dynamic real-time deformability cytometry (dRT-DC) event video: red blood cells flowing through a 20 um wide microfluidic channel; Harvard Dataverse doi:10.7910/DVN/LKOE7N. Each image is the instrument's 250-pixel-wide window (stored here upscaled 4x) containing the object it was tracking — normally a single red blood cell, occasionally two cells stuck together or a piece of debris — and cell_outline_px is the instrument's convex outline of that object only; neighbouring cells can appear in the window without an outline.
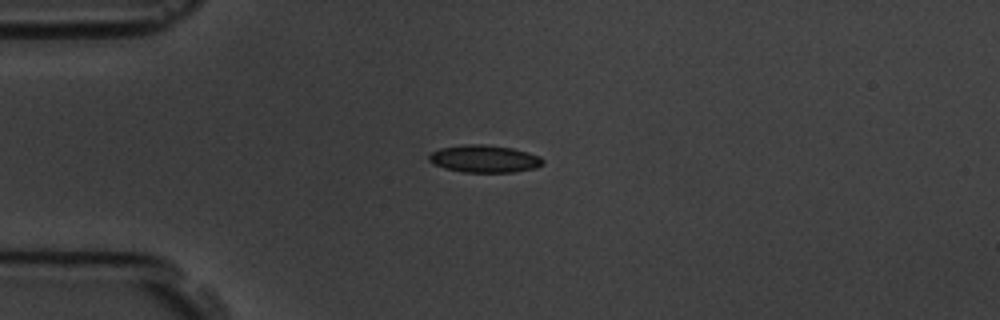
{"species": "common noctule bat (a hibernating species)", "species_latin": "Nyctalus noctula", "temperature_condition": "room temperature", "stored_images_in_passage": 2, "camera_frame_rate_fps": 3000, "um_per_image_px": 0.085, "animal": {"sex": "male", "body_mass_g": 19.5, "forearm_length_mm": 54.6}, "frame": {"image": 1, "passage_image": 1, "time_ms": 0.0, "image_size_px": [1000, 320], "cell_outline_px": [[544, 164], [536, 168], [512, 172], [464, 172], [444, 168], [432, 164], [428, 160], [428, 156], [432, 152], [440, 148], [464, 144], [484, 144], [512, 148], [528, 152], [540, 156], [544, 160]], "centroid_in_image_um": [41.17, 13.49], "position_along_channel_um": 43.8, "area_um2": 18.32}}